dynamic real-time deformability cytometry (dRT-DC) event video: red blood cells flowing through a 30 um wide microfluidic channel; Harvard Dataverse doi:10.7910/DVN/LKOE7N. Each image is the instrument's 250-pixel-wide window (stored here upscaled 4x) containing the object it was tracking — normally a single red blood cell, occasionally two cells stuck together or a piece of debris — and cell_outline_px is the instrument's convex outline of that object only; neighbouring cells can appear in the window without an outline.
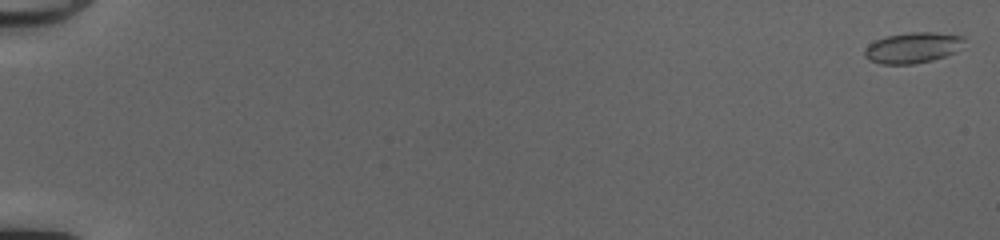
{"species": "common noctule bat (a hibernating species)", "species_latin": "Nyctalus noctula", "temperature_condition": "cold", "stored_images_in_passage": 51, "camera_frame_rate_fps": 3000, "um_per_image_px": 0.085, "animal": {"sex": "female", "body_mass_g": 20.0, "forearm_length_mm": 54.0}, "frame": {"image": 1, "passage_image": 1, "time_ms": 0.0, "image_size_px": [1000, 240], "cell_outline_px": [[964, 40], [956, 52], [932, 60], [916, 64], [880, 64], [868, 60], [864, 56], [864, 48], [868, 44], [876, 40], [888, 36], [908, 32], [936, 32], [964, 36]], "centroid_in_image_um": [77.55, 4.06], "position_along_channel_um": 7.5, "area_um2": 17.92}}
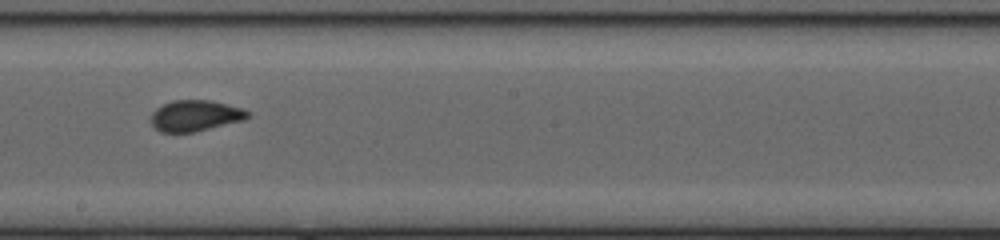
{"frame": {"image": 2, "passage_image": 32, "time_ms": 10.333, "image_size_px": [1000, 240], "cell_outline_px": [[252, 116], [244, 120], [192, 132], [160, 132], [152, 124], [152, 112], [156, 108], [172, 100], [212, 100], [244, 108], [252, 112]], "centroid_in_image_um": [16.66, 9.81], "position_along_channel_um": 231.5, "area_um2": 17.57}}
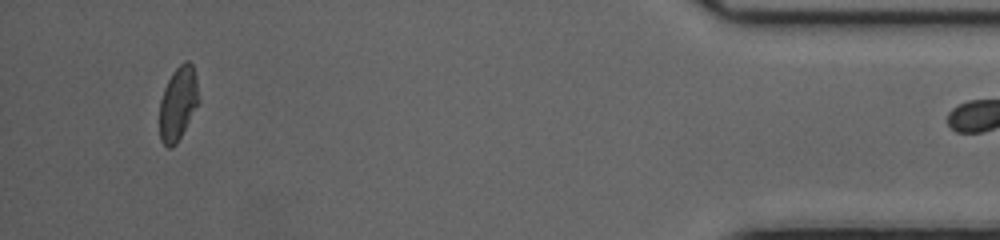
{"frame": {"image": 3, "passage_image": 50, "time_ms": 16.333, "image_size_px": [1000, 240], "cell_outline_px": [[200, 100], [176, 144], [172, 148], [168, 148], [160, 140], [160, 100], [164, 88], [172, 72], [184, 60], [188, 60], [192, 64], [196, 76]], "centroid_in_image_um": [15.14, 8.77], "position_along_channel_um": 420.1, "area_um2": 16.82}}